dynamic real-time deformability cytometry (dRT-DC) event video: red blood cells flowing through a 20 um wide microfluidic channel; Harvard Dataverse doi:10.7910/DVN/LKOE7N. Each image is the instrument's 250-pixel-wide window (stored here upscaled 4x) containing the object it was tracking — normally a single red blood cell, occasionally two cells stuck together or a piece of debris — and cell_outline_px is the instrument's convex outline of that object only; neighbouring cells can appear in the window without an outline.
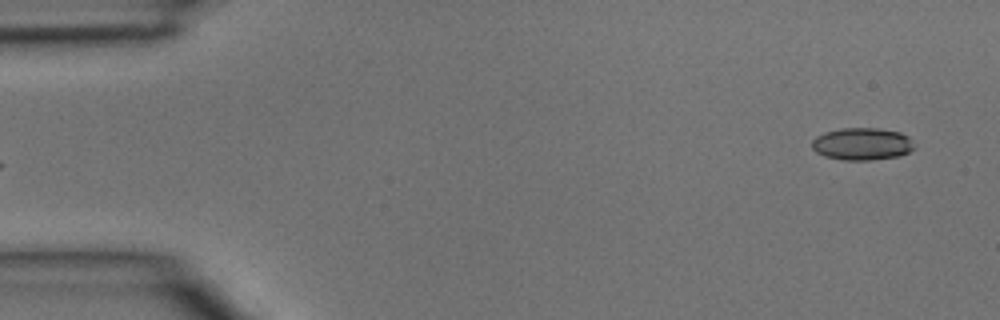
{"species": "common noctule bat (a hibernating species)", "species_latin": "Nyctalus noctula", "temperature_condition": "room temperature", "stored_images_in_passage": 4, "segment_of_instrument_passage": [2, 2], "camera_frame_rate_fps": 3000, "um_per_image_px": 0.085, "animal": {"sex": "male", "body_mass_g": 15.6}, "frame": {"image": 1, "passage_image": 4, "time_ms": 1.0, "image_size_px": [1000, 320], "cell_outline_px": [[916, 148], [900, 156], [868, 160], [844, 160], [824, 156], [816, 152], [812, 148], [812, 140], [816, 136], [824, 132], [844, 128], [880, 128], [900, 132], [908, 136], [912, 140]], "centroid_in_image_um": [73.29, 12.23], "position_along_channel_um": 11.7, "area_um2": 19.42}}